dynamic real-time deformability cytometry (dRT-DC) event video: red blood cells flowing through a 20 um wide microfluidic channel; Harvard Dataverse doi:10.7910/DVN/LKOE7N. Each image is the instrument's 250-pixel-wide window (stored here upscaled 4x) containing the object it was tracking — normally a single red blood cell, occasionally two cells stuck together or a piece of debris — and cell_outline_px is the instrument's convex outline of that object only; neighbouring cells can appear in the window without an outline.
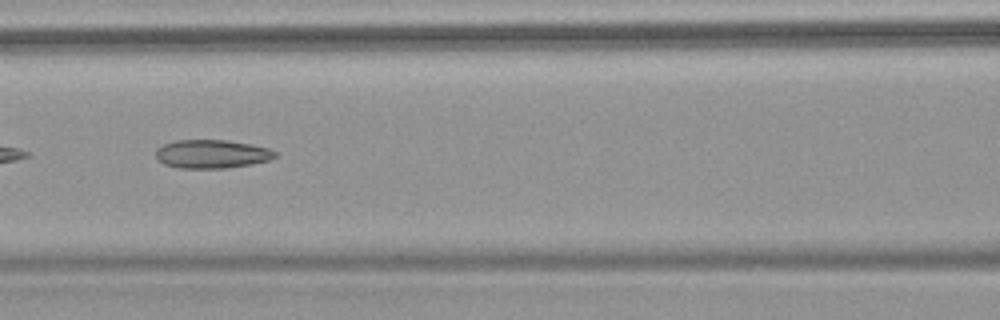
{"species": "common noctule bat (a hibernating species)", "species_latin": "Nyctalus noctula", "temperature_condition": "warm", "stored_images_in_passage": 7, "camera_frame_rate_fps": 3000, "um_per_image_px": 0.085, "animal": {"sex": "female", "body_mass_g": 18.4}, "frame": {"image": 1, "passage_image": 6, "time_ms": 6.667, "image_size_px": [1000, 320], "cell_outline_px": [[276, 156], [268, 160], [252, 164], [224, 168], [176, 168], [164, 164], [156, 160], [156, 148], [164, 144], [176, 140], [228, 140], [268, 148], [276, 152]], "centroid_in_image_um": [17.95, 13.09], "position_along_channel_um": 148.7, "area_um2": 19.83}}
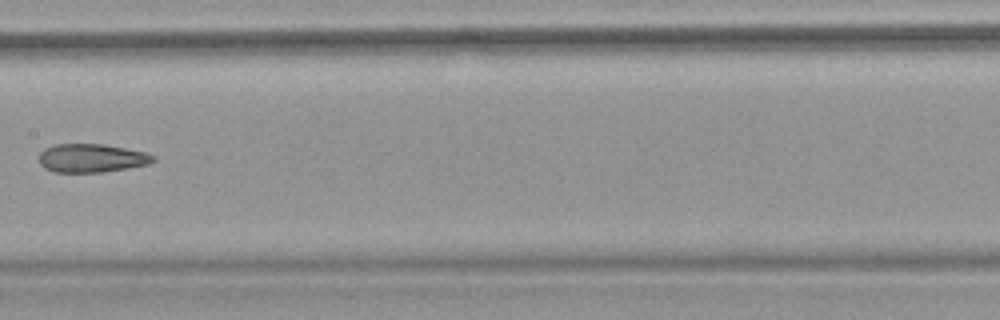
{"frame": {"image": 2, "passage_image": 7, "time_ms": 8.0, "image_size_px": [1000, 320], "cell_outline_px": [[156, 160], [148, 164], [128, 168], [104, 172], [52, 172], [44, 168], [40, 164], [40, 152], [44, 148], [52, 144], [104, 144], [144, 152], [156, 156]], "centroid_in_image_um": [7.77, 13.44], "position_along_channel_um": 199.6, "area_um2": 19.07}}